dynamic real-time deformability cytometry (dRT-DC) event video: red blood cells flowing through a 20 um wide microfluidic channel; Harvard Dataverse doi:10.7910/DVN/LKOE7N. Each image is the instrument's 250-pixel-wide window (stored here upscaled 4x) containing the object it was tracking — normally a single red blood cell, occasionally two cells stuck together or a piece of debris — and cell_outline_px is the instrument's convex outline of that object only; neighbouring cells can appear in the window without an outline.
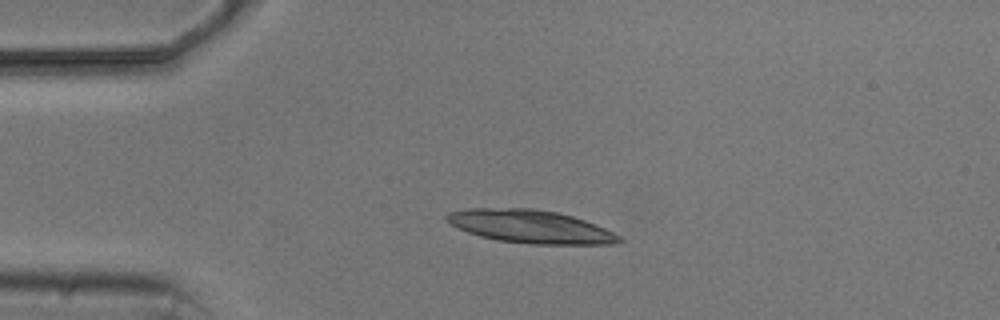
{"species": "common noctule bat (a hibernating species)", "species_latin": "Nyctalus noctula", "temperature_condition": "cold", "stored_images_in_passage": 5, "camera_frame_rate_fps": 3000, "um_per_image_px": 0.085, "animal": {"sex": "male", "body_mass_g": 20.5, "forearm_length_mm": 52.5}, "frame": {"image": 1, "passage_image": 3, "time_ms": 3.333, "image_size_px": [1000, 320], "cell_outline_px": [[624, 240], [616, 244], [532, 244], [500, 240], [480, 236], [468, 232], [444, 220], [444, 216], [448, 212], [468, 208], [532, 208], [556, 212], [572, 216], [596, 224], [620, 236]], "centroid_in_image_um": [45.09, 19.25], "position_along_channel_um": 39.9, "area_um2": 33.12}}